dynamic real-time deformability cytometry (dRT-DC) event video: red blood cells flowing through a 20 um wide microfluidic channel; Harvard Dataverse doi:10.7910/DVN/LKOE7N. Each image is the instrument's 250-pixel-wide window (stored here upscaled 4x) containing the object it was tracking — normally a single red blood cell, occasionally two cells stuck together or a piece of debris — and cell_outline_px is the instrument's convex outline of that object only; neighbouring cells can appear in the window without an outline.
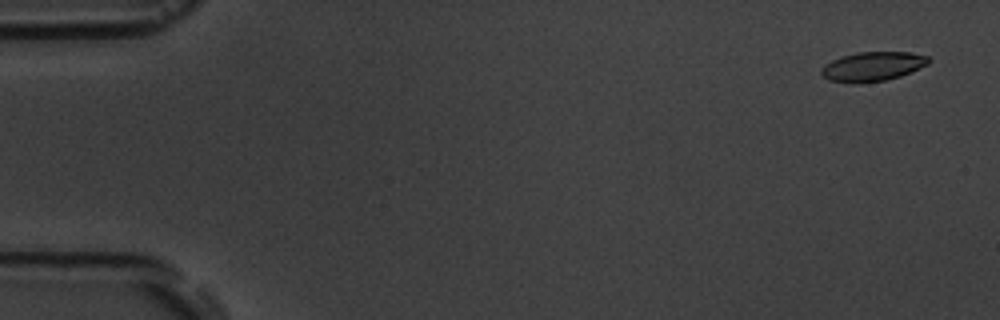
{"species": "common noctule bat (a hibernating species)", "species_latin": "Nyctalus noctula", "temperature_condition": "room temperature", "stored_images_in_passage": 4, "camera_frame_rate_fps": 3000, "um_per_image_px": 0.085, "animal": {"sex": "male", "body_mass_g": 19.5, "forearm_length_mm": 54.6}, "frame": {"image": 1, "passage_image": 1, "time_ms": 0.0, "image_size_px": [1000, 320], "cell_outline_px": [[932, 60], [928, 64], [900, 76], [884, 80], [860, 84], [852, 84], [828, 80], [820, 72], [820, 68], [824, 64], [832, 60], [844, 56], [860, 52], [912, 52], [928, 56]], "centroid_in_image_um": [74.16, 5.66], "position_along_channel_um": 10.8, "area_um2": 18.44}}